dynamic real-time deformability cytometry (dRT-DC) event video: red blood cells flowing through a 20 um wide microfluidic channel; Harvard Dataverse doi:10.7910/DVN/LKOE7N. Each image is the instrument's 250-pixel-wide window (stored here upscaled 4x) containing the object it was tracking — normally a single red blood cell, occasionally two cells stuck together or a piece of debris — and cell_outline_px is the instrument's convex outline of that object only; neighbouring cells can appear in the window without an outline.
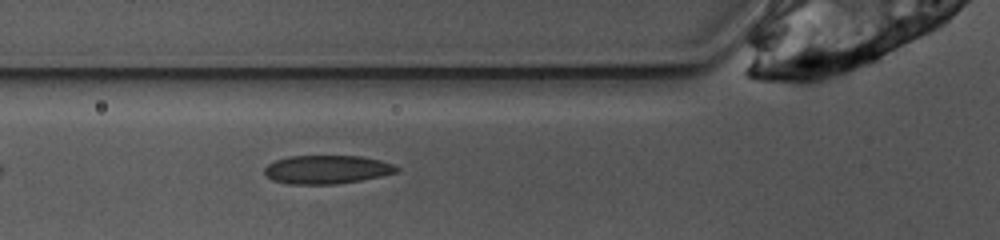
{"species": "common noctule bat (a hibernating species)", "species_latin": "Nyctalus noctula", "temperature_condition": "warm", "stored_images_in_passage": 35, "camera_frame_rate_fps": 3000, "um_per_image_px": 0.085, "animal": {"sex": "female", "body_mass_g": 10.0, "forearm_length_mm": 53.1}, "frame": {"image": 1, "passage_image": 7, "time_ms": 2.0, "image_size_px": [1000, 240], "cell_outline_px": [[400, 168], [396, 172], [380, 176], [360, 180], [332, 184], [288, 184], [272, 180], [264, 172], [264, 168], [268, 164], [276, 160], [288, 156], [360, 156], [380, 160], [396, 164]], "centroid_in_image_um": [27.78, 14.4], "position_along_channel_um": 98.0, "area_um2": 21.91}}
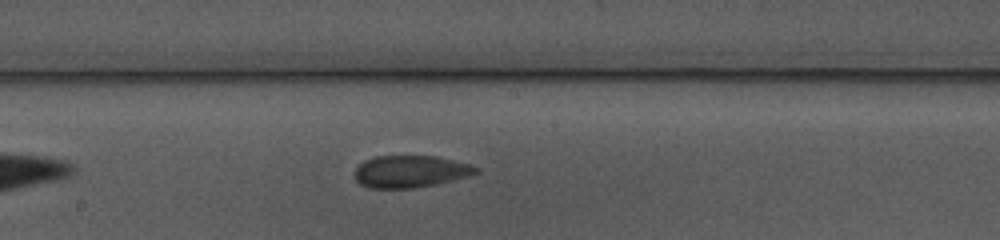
{"frame": {"image": 2, "passage_image": 16, "time_ms": 5.0, "image_size_px": [1000, 240], "cell_outline_px": [[480, 172], [468, 176], [436, 184], [412, 188], [368, 188], [360, 184], [356, 180], [356, 168], [364, 160], [376, 156], [436, 156], [472, 164], [480, 168]], "centroid_in_image_um": [34.92, 14.57], "position_along_channel_um": 213.3, "area_um2": 22.72}}
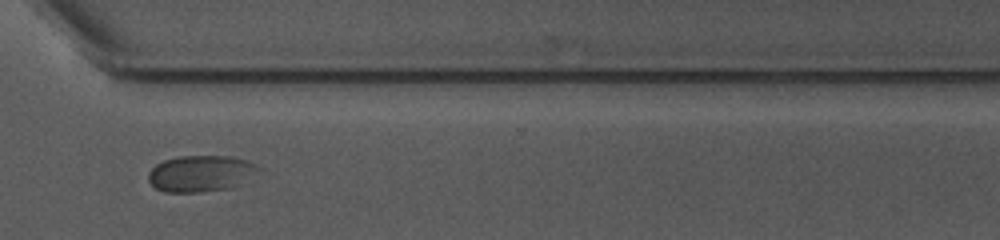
{"frame": {"image": 3, "passage_image": 27, "time_ms": 8.667, "image_size_px": [1000, 240], "cell_outline_px": [[268, 172], [244, 184], [232, 188], [200, 192], [164, 192], [156, 188], [148, 180], [148, 172], [156, 164], [164, 160], [176, 156], [232, 156], [248, 160], [264, 168]], "centroid_in_image_um": [17.24, 14.75], "position_along_channel_um": 353.4, "area_um2": 24.45}}